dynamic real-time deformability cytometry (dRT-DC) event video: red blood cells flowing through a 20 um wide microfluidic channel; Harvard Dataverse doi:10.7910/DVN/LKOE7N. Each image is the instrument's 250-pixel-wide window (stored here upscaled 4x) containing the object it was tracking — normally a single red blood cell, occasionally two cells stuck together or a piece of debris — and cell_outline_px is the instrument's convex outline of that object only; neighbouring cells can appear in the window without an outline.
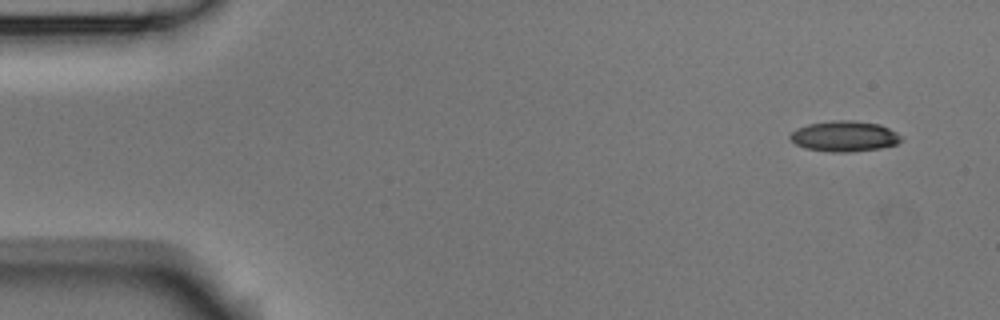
{"species": "Egyptian fruit bat (a non-hibernating species)", "species_latin": "Rousettus aegyptiacus", "temperature_condition": "room temperature", "stored_images_in_passage": 6, "camera_frame_rate_fps": 3000, "um_per_image_px": 0.085, "animal": {"sex": "male"}, "frame": {"image": 1, "passage_image": 1, "time_ms": 0.0, "image_size_px": [1000, 320], "cell_outline_px": [[904, 140], [896, 144], [880, 148], [848, 152], [832, 152], [804, 148], [796, 144], [788, 136], [796, 128], [808, 124], [832, 120], [852, 120], [880, 124], [904, 136]], "centroid_in_image_um": [71.79, 11.57], "position_along_channel_um": 13.2, "area_um2": 19.94}}
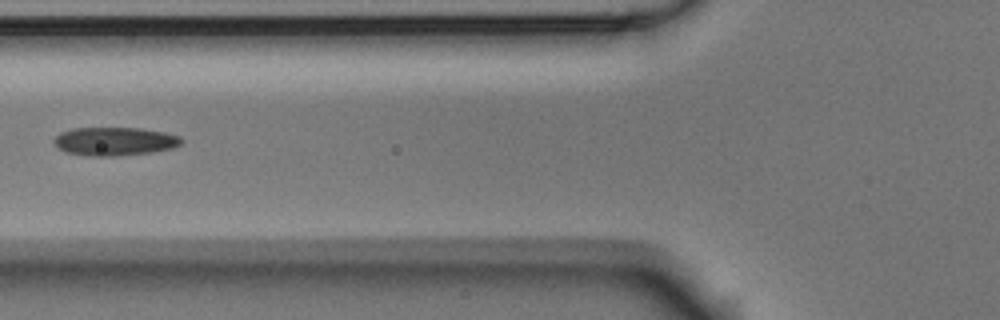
{"frame": {"image": 2, "passage_image": 5, "time_ms": 1.333, "image_size_px": [1000, 320], "cell_outline_px": [[184, 140], [180, 144], [172, 148], [152, 152], [116, 156], [88, 156], [64, 152], [56, 148], [52, 140], [60, 132], [72, 128], [140, 128], [164, 132], [180, 136]], "centroid_in_image_um": [9.7, 12.02], "position_along_channel_um": 116.1, "area_um2": 21.33}}
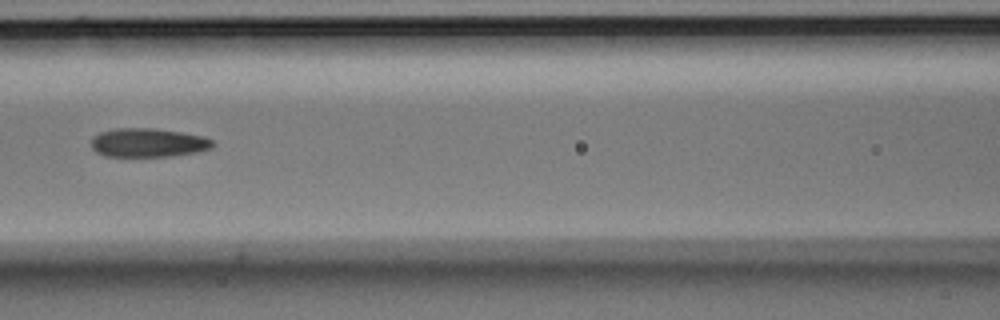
{"frame": {"image": 3, "passage_image": 6, "time_ms": 1.667, "image_size_px": [1000, 320], "cell_outline_px": [[216, 144], [208, 148], [196, 152], [172, 156], [104, 156], [96, 152], [92, 148], [92, 136], [100, 132], [116, 128], [152, 128], [180, 132], [204, 136], [212, 140]], "centroid_in_image_um": [12.56, 12.12], "position_along_channel_um": 154.0, "area_um2": 20.35}}